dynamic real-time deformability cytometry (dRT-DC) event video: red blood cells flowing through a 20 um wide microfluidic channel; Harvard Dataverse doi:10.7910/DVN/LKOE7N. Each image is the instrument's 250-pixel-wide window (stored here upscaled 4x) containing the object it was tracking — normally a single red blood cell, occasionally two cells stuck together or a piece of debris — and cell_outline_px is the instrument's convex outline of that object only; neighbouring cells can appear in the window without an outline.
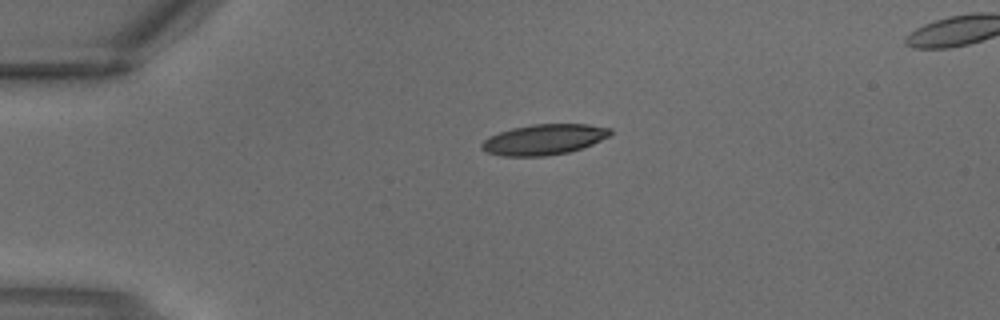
{"species": "common noctule bat (a hibernating species)", "species_latin": "Nyctalus noctula", "temperature_condition": "warm", "stored_images_in_passage": 2, "segment_of_instrument_passage": [1, 2], "camera_frame_rate_fps": 3000, "um_per_image_px": 0.085, "animal": {"sex": "male", "body_mass_g": 18.8}, "frame": {"image": 1, "passage_image": 1, "time_ms": 0.0, "image_size_px": [1000, 320], "cell_outline_px": [[612, 132], [608, 136], [592, 144], [568, 152], [544, 156], [504, 156], [488, 152], [480, 148], [480, 144], [488, 136], [512, 128], [532, 124], [588, 124], [612, 128]], "centroid_in_image_um": [46.22, 11.85], "position_along_channel_um": 38.8, "area_um2": 22.77}}